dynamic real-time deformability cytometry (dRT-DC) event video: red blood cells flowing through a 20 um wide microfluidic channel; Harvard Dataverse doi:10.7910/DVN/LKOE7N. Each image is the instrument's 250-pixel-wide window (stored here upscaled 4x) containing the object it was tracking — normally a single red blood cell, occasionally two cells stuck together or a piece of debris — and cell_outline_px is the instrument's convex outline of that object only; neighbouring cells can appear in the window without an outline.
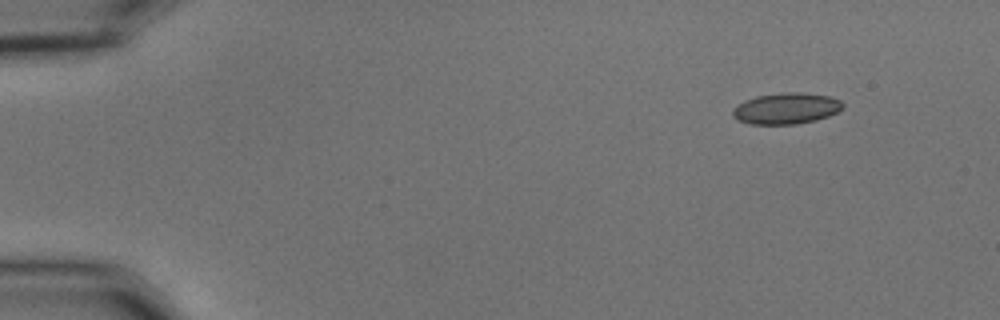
{"species": "common noctule bat (a hibernating species)", "species_latin": "Nyctalus noctula", "temperature_condition": "cold", "stored_images_in_passage": 50, "camera_frame_rate_fps": 3000, "um_per_image_px": 0.085, "animal": {"sex": "male", "body_mass_g": 15.6}, "frame": {"image": 1, "passage_image": 1, "time_ms": 0.0, "image_size_px": [1000, 320], "cell_outline_px": [[844, 108], [828, 116], [816, 120], [796, 124], [748, 124], [732, 116], [732, 112], [744, 100], [756, 96], [784, 92], [804, 92], [828, 96], [840, 100], [844, 104]], "centroid_in_image_um": [66.86, 9.21], "position_along_channel_um": 18.1, "area_um2": 19.94}}
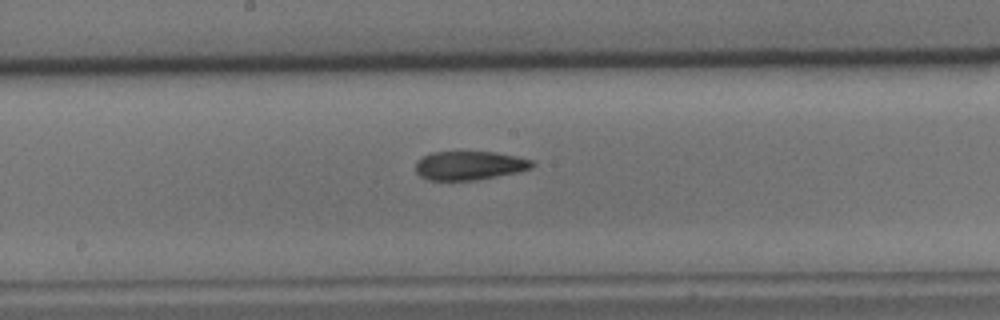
{"frame": {"image": 2, "passage_image": 25, "time_ms": 8.0, "image_size_px": [1000, 320], "cell_outline_px": [[536, 164], [532, 168], [516, 172], [476, 180], [428, 180], [420, 176], [416, 172], [416, 160], [432, 152], [496, 152], [516, 156], [532, 160]], "centroid_in_image_um": [39.9, 14.06], "position_along_channel_um": 208.3, "area_um2": 19.54}}
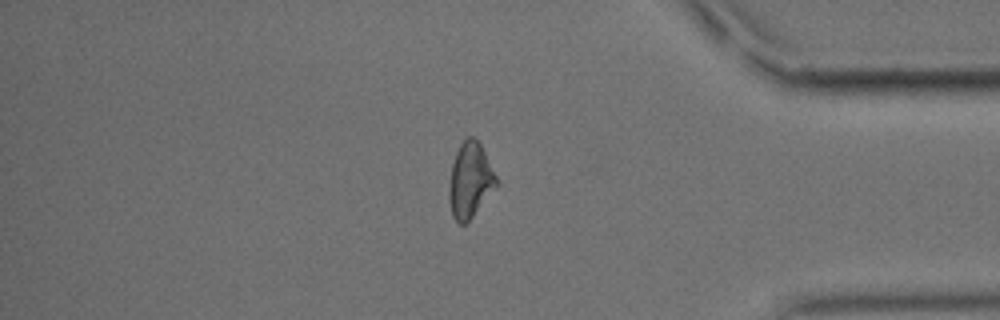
{"frame": {"image": 3, "passage_image": 42, "time_ms": 13.667, "image_size_px": [1000, 320], "cell_outline_px": [[496, 184], [472, 216], [464, 224], [460, 224], [452, 216], [448, 196], [448, 192], [452, 164], [456, 152], [460, 144], [468, 136], [472, 136], [480, 144], [496, 176]], "centroid_in_image_um": [39.91, 15.31], "position_along_channel_um": 395.3, "area_um2": 19.94}, "authors_computed_cell_mechanics": {"area_um2": 20.3745, "velocity_mm_per_s": 3.6865, "shape_relaxation_time_tau1_ms": 10.4853, "shape_relaxation_time_tau2_ms": 4.2703, "deformation_change_tau1": 0.251, "deformation_change_tau2": 0.1342}}